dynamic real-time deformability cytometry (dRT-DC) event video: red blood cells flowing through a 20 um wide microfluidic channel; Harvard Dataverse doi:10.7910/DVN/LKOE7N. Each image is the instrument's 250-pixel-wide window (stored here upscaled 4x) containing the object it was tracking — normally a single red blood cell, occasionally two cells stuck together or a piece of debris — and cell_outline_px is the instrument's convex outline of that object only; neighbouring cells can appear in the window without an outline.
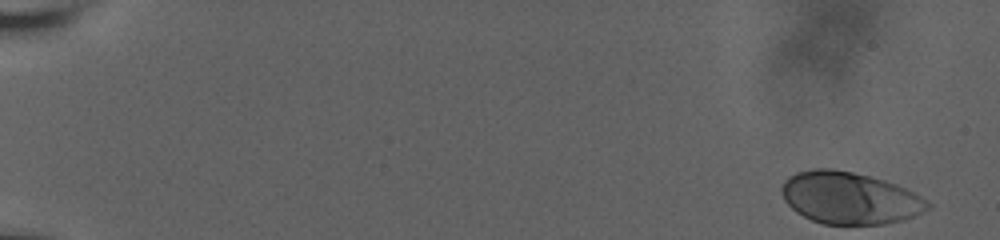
{"species": "human", "species_latin": "Homo sapiens", "temperature_condition": "room temperature", "stored_images_in_passage": 37, "camera_frame_rate_fps": 3000, "um_per_image_px": 0.085, "donor": {"sex": "male"}, "frame": {"image": 1, "passage_image": 1, "time_ms": 0.0, "image_size_px": [1000, 240], "cell_outline_px": [[932, 204], [928, 208], [904, 220], [884, 224], [824, 224], [812, 220], [796, 212], [784, 200], [780, 188], [784, 180], [788, 176], [796, 172], [816, 168], [832, 168], [852, 172], [884, 180], [896, 184], [928, 200]], "centroid_in_image_um": [72.18, 16.82], "position_along_channel_um": 12.8, "area_um2": 44.16}}
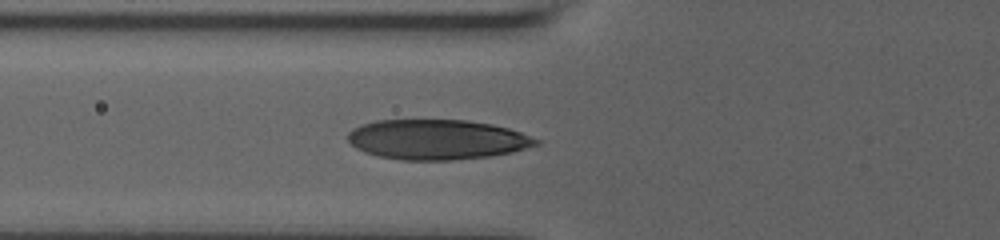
{"frame": {"image": 2, "passage_image": 25, "time_ms": 7.333, "image_size_px": [1000, 240], "cell_outline_px": [[540, 144], [512, 152], [492, 156], [452, 160], [400, 160], [380, 156], [364, 152], [356, 148], [348, 140], [348, 132], [352, 128], [360, 124], [376, 120], [468, 120], [492, 124], [508, 128], [520, 132], [540, 140]], "centroid_in_image_um": [37.14, 11.86], "position_along_channel_um": 88.7, "area_um2": 44.04}}
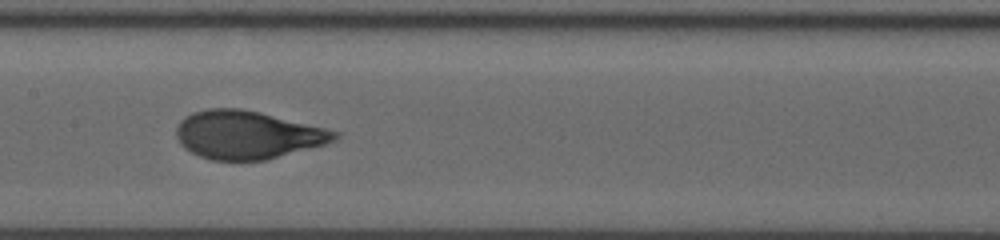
{"frame": {"image": 3, "passage_image": 36, "time_ms": 10.0, "image_size_px": [1000, 240], "cell_outline_px": [[340, 136], [336, 140], [324, 144], [264, 160], [212, 160], [200, 156], [184, 148], [180, 144], [176, 136], [176, 128], [180, 120], [192, 112], [208, 108], [240, 108], [260, 112], [340, 132]], "centroid_in_image_um": [20.99, 11.45], "position_along_channel_um": 186.4, "area_um2": 44.1}}